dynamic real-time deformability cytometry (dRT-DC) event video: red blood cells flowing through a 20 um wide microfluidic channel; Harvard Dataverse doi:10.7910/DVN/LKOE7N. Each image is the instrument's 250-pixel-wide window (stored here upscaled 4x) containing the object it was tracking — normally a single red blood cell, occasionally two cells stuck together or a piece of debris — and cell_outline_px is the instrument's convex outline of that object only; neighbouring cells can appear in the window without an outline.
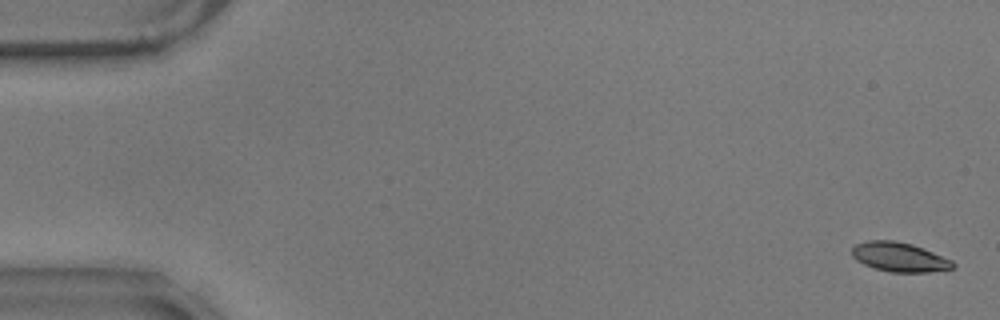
{"species": "common noctule bat (a hibernating species)", "species_latin": "Nyctalus noctula", "temperature_condition": "warm", "stored_images_in_passage": 58, "camera_frame_rate_fps": 3000, "um_per_image_px": 0.085, "animal": {"sex": "male", "body_mass_g": 17.9}, "frame": {"image": 1, "passage_image": 2, "time_ms": 0.333, "image_size_px": [1000, 320], "cell_outline_px": [[956, 268], [928, 272], [892, 272], [876, 268], [864, 264], [856, 260], [852, 256], [852, 248], [856, 244], [868, 240], [896, 240], [912, 244], [952, 260], [956, 264]], "centroid_in_image_um": [76.46, 21.84], "position_along_channel_um": 8.5, "area_um2": 17.22}}
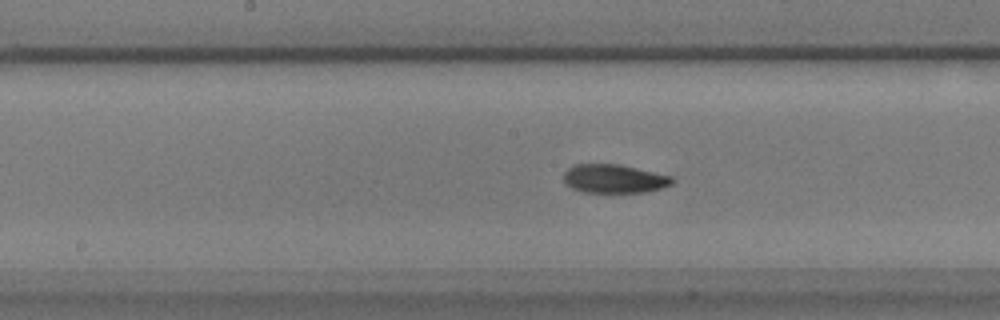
{"frame": {"image": 2, "passage_image": 30, "time_ms": 9.667, "image_size_px": [1000, 320], "cell_outline_px": [[676, 180], [672, 184], [660, 188], [644, 192], [584, 192], [572, 188], [564, 180], [564, 172], [568, 168], [576, 164], [620, 164], [672, 176]], "centroid_in_image_um": [52.22, 15.18], "position_along_channel_um": 196.0, "area_um2": 18.03}}
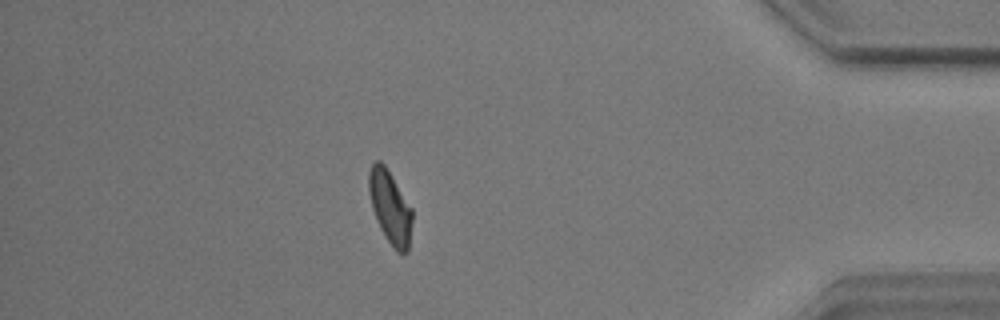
{"frame": {"image": 3, "passage_image": 51, "time_ms": 16.667, "image_size_px": [1000, 320], "cell_outline_px": [[412, 220], [408, 252], [404, 256], [396, 252], [392, 248], [384, 236], [376, 220], [372, 208], [368, 192], [368, 172], [372, 164], [376, 160], [380, 160], [384, 164], [412, 208]], "centroid_in_image_um": [33.15, 17.66], "position_along_channel_um": 402.1, "area_um2": 18.73}, "authors_computed_cell_mechanics": {"area_um2": 18.3804, "velocity_mm_per_s": 3.5206, "shape_relaxation_time_tau1_ms": 5.7352, "shape_relaxation_time_tau2_ms": 6.0169, "deformation_change_tau1": 0.1501, "deformation_change_tau2": 0.1141}}